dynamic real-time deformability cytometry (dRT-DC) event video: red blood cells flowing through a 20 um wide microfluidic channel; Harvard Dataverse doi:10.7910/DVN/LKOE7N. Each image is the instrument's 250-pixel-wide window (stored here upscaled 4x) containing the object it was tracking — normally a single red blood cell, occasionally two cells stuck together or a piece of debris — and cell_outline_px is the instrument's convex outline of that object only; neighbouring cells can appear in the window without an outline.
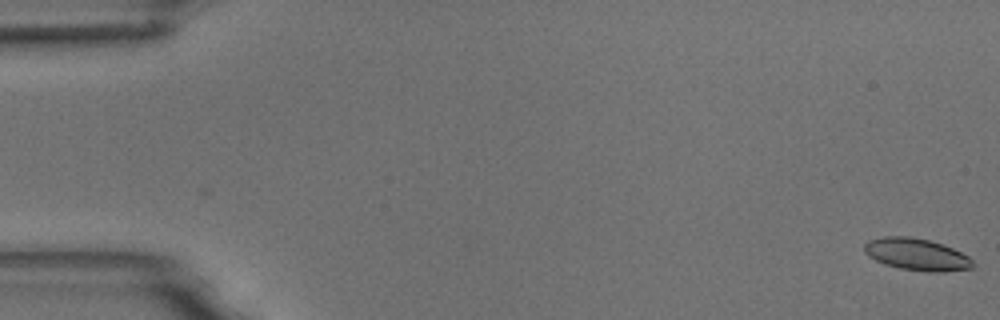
{"species": "common noctule bat (a hibernating species)", "species_latin": "Nyctalus noctula", "temperature_condition": "room temperature", "stored_images_in_passage": 6, "camera_frame_rate_fps": 3000, "um_per_image_px": 0.085, "animal": {"sex": "male", "body_mass_g": 18.8}, "frame": {"image": 1, "passage_image": 1, "time_ms": 0.0, "image_size_px": [1000, 320], "cell_outline_px": [[972, 268], [944, 272], [928, 272], [900, 268], [884, 264], [868, 256], [864, 252], [864, 244], [868, 240], [884, 236], [908, 236], [928, 240], [952, 248], [968, 256], [972, 260]], "centroid_in_image_um": [77.88, 21.62], "position_along_channel_um": 7.1, "area_um2": 20.11}}
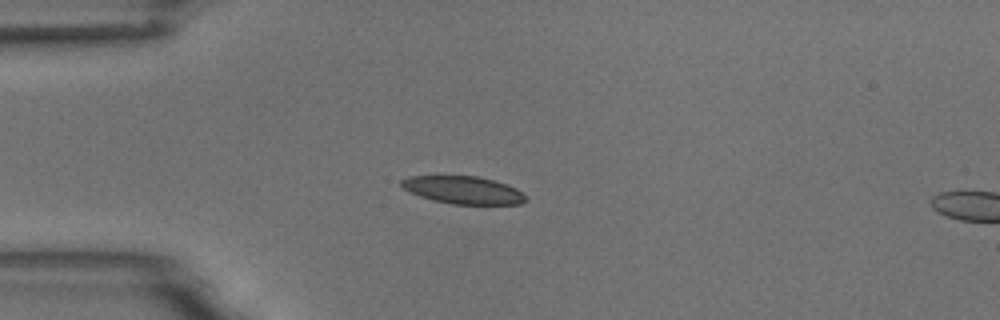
{"frame": {"image": 2, "passage_image": 5, "time_ms": 4.667, "image_size_px": [1000, 320], "cell_outline_px": [[528, 200], [520, 204], [452, 204], [420, 196], [404, 188], [400, 184], [400, 180], [408, 176], [476, 176], [508, 184], [516, 188]], "centroid_in_image_um": [39.38, 16.15], "position_along_channel_um": 45.6, "area_um2": 19.77}}